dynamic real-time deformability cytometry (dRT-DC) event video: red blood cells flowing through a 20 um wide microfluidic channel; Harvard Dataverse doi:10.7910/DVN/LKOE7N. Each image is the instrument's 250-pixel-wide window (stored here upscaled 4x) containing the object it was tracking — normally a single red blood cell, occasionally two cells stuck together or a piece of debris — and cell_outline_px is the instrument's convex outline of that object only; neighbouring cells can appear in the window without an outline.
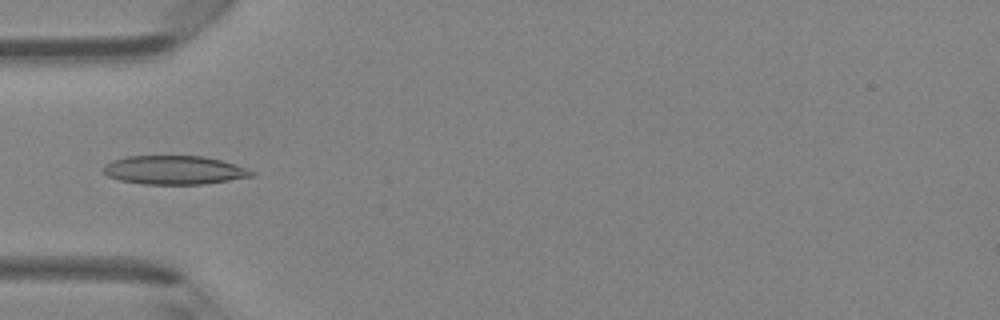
{"species": "Egyptian fruit bat (a non-hibernating species)", "species_latin": "Rousettus aegyptiacus", "temperature_condition": "room temperature", "stored_images_in_passage": 46, "camera_frame_rate_fps": 3000, "um_per_image_px": 0.085, "animal": {"sex": "female"}, "frame": {"image": 1, "passage_image": 14, "time_ms": 4.333, "image_size_px": [1000, 320], "cell_outline_px": [[256, 176], [204, 184], [144, 184], [120, 180], [108, 176], [100, 168], [104, 164], [112, 160], [128, 156], [204, 156], [220, 160], [248, 168], [256, 172]], "centroid_in_image_um": [14.82, 14.45], "position_along_channel_um": 70.2, "area_um2": 24.97}}
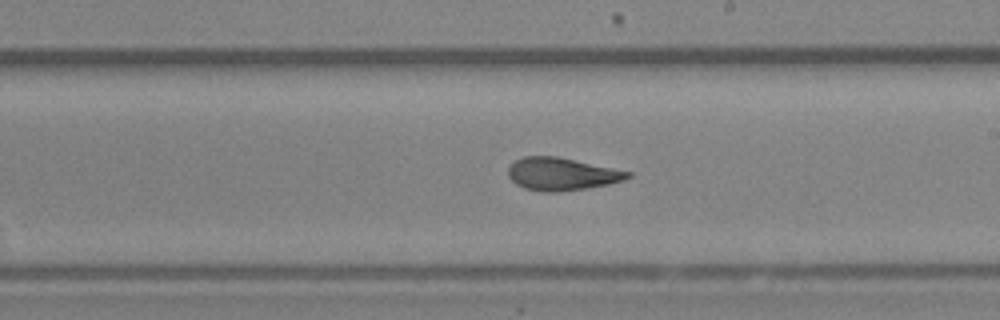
{"frame": {"image": 2, "passage_image": 26, "time_ms": 8.333, "image_size_px": [1000, 320], "cell_outline_px": [[632, 176], [624, 180], [608, 184], [588, 188], [560, 192], [544, 192], [524, 188], [516, 184], [508, 176], [508, 168], [516, 160], [524, 156], [556, 156], [632, 172]], "centroid_in_image_um": [47.75, 14.8], "position_along_channel_um": 241.3, "area_um2": 22.72}}
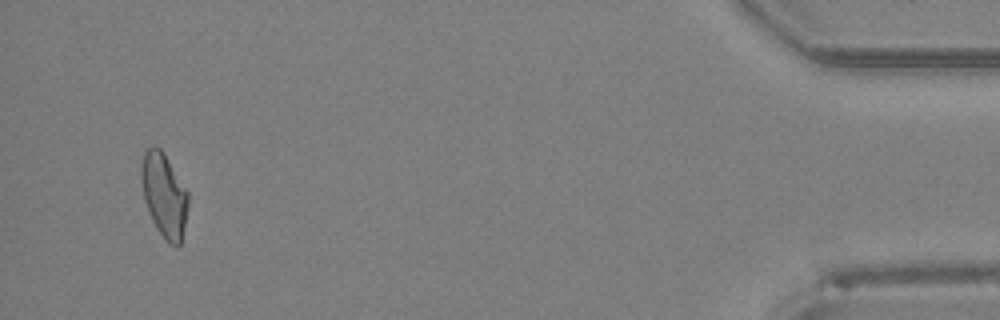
{"frame": {"image": 3, "passage_image": 44, "time_ms": 14.333, "image_size_px": [1000, 320], "cell_outline_px": [[188, 208], [180, 244], [176, 248], [168, 244], [156, 228], [152, 220], [144, 200], [140, 180], [140, 164], [144, 152], [152, 144], [156, 144], [164, 152], [188, 192]], "centroid_in_image_um": [13.93, 16.56], "position_along_channel_um": 421.3, "area_um2": 23.29}, "authors_computed_cell_mechanics": {"area_um2": 23.12, "velocity_mm_per_s": 4.2809, "shape_relaxation_time_tau1_ms": 10.3961, "shape_relaxation_time_tau2_ms": 1.5926, "deformation_change_tau1": 0.2549, "deformation_change_tau2": 0.0806}}